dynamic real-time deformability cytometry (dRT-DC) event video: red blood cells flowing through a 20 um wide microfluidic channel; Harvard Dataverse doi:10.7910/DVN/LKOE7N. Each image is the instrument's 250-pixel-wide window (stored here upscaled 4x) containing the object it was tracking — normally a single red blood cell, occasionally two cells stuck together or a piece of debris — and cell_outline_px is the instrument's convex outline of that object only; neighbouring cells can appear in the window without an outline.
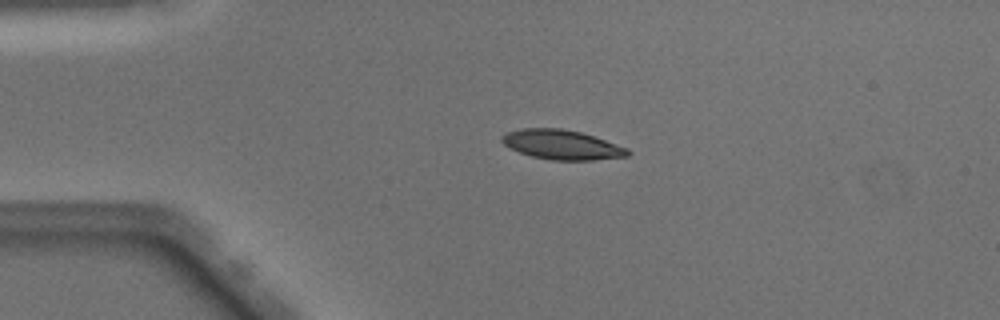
{"species": "Egyptian fruit bat (a non-hibernating species)", "species_latin": "Rousettus aegyptiacus", "temperature_condition": "warm", "stored_images_in_passage": 50, "camera_frame_rate_fps": 3000, "um_per_image_px": 0.085, "animal": {"sex": "male"}, "frame": {"image": 1, "passage_image": 11, "time_ms": 3.333, "image_size_px": [1000, 320], "cell_outline_px": [[632, 152], [628, 156], [592, 160], [552, 160], [532, 156], [520, 152], [504, 144], [500, 140], [500, 136], [508, 132], [520, 128], [560, 128], [580, 132], [628, 148]], "centroid_in_image_um": [47.75, 12.3], "position_along_channel_um": 37.2, "area_um2": 21.5}}
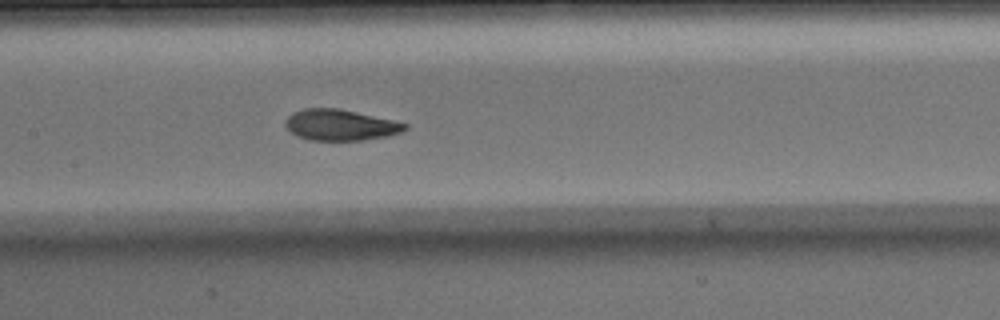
{"frame": {"image": 2, "passage_image": 24, "time_ms": 7.667, "image_size_px": [1000, 320], "cell_outline_px": [[408, 128], [400, 132], [388, 136], [364, 140], [312, 140], [296, 136], [284, 124], [284, 120], [292, 112], [304, 108], [336, 108], [356, 112], [392, 120], [408, 124]], "centroid_in_image_um": [28.9, 10.62], "position_along_channel_um": 178.5, "area_um2": 21.5}}
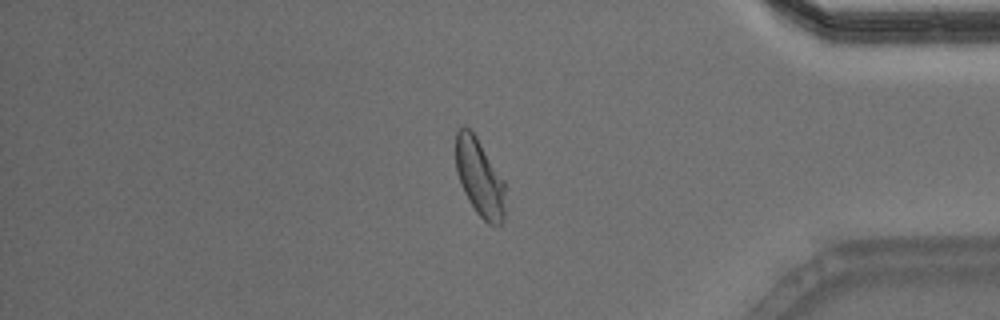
{"frame": {"image": 3, "passage_image": 42, "time_ms": 13.667, "image_size_px": [1000, 320], "cell_outline_px": [[504, 220], [500, 224], [488, 224], [476, 212], [468, 200], [460, 184], [456, 172], [456, 132], [464, 124], [476, 136], [504, 180]], "centroid_in_image_um": [40.75, 15.09], "position_along_channel_um": 394.5, "area_um2": 22.25}, "authors_computed_cell_mechanics": {"area_um2": 22.253, "velocity_mm_per_s": 4.044, "shape_relaxation_time_tau1_ms": 2.5399, "shape_relaxation_time_tau2_ms": 1.2804, "deformation_change_tau1": 0.1419, "deformation_change_tau2": 0.0563}}